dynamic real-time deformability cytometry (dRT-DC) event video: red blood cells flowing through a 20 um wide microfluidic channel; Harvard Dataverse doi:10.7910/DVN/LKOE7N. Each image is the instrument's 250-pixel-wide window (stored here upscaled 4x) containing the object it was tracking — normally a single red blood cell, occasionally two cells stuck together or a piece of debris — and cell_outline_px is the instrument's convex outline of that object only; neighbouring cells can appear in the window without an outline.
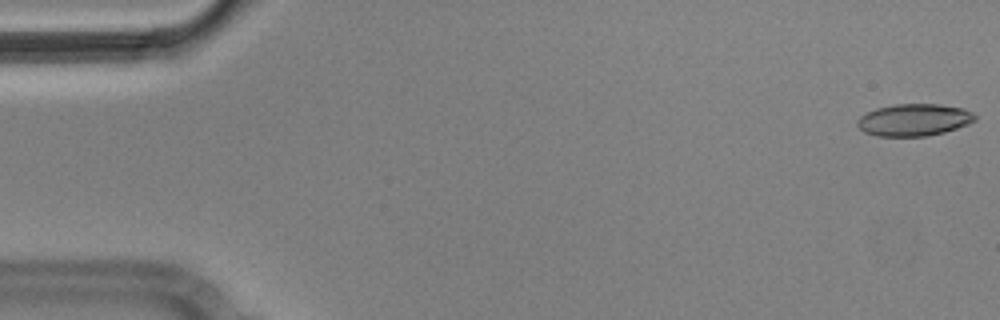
{"species": "Egyptian fruit bat (a non-hibernating species)", "species_latin": "Rousettus aegyptiacus", "temperature_condition": "cold", "stored_images_in_passage": 5, "camera_frame_rate_fps": 3000, "um_per_image_px": 0.085, "animal": {"sex": "male"}, "frame": {"image": 1, "passage_image": 1, "time_ms": 0.0, "image_size_px": [1000, 320], "cell_outline_px": [[976, 120], [968, 124], [944, 132], [924, 136], [876, 136], [864, 132], [856, 124], [856, 120], [860, 116], [876, 108], [896, 104], [940, 104], [964, 108], [972, 112], [976, 116]], "centroid_in_image_um": [77.68, 10.18], "position_along_channel_um": 7.3, "area_um2": 22.02}}
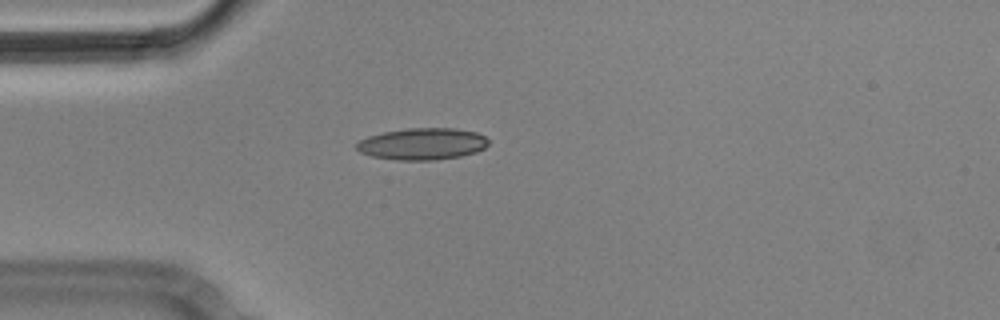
{"frame": {"image": 2, "passage_image": 5, "time_ms": 1.333, "image_size_px": [1000, 320], "cell_outline_px": [[488, 144], [484, 148], [476, 152], [460, 156], [436, 160], [396, 160], [372, 156], [360, 152], [356, 148], [356, 144], [360, 140], [368, 136], [384, 132], [408, 128], [456, 128], [476, 132], [484, 136], [488, 140]], "centroid_in_image_um": [35.91, 12.23], "position_along_channel_um": 49.1, "area_um2": 24.39}}